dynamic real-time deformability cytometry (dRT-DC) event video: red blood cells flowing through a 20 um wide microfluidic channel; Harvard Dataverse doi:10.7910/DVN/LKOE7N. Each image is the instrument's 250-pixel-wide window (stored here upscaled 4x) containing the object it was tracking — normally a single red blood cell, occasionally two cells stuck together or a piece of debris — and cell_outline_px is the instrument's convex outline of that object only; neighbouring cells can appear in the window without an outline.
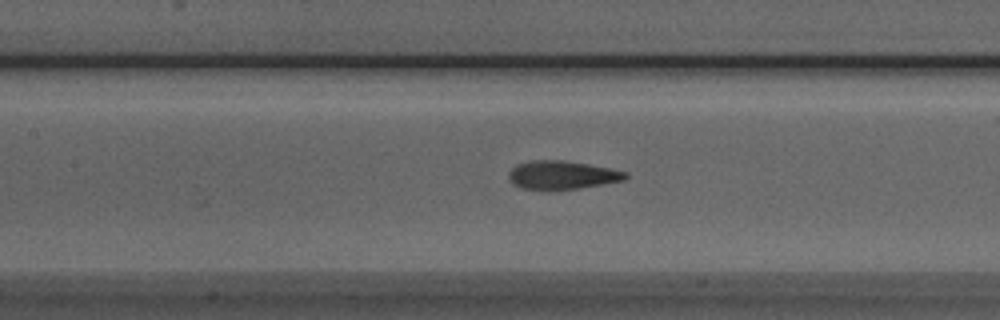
{"species": "Egyptian fruit bat (a non-hibernating species)", "species_latin": "Rousettus aegyptiacus", "temperature_condition": "room temperature", "stored_images_in_passage": 45, "camera_frame_rate_fps": 3000, "um_per_image_px": 0.085, "animal": {"sex": "male"}, "frame": {"image": 1, "passage_image": 22, "time_ms": 7.0, "image_size_px": [1000, 320], "cell_outline_px": [[628, 176], [624, 180], [580, 188], [520, 188], [512, 184], [508, 180], [508, 172], [516, 164], [532, 160], [560, 160], [588, 164], [628, 172]], "centroid_in_image_um": [47.74, 14.85], "position_along_channel_um": 159.7, "area_um2": 19.02}}
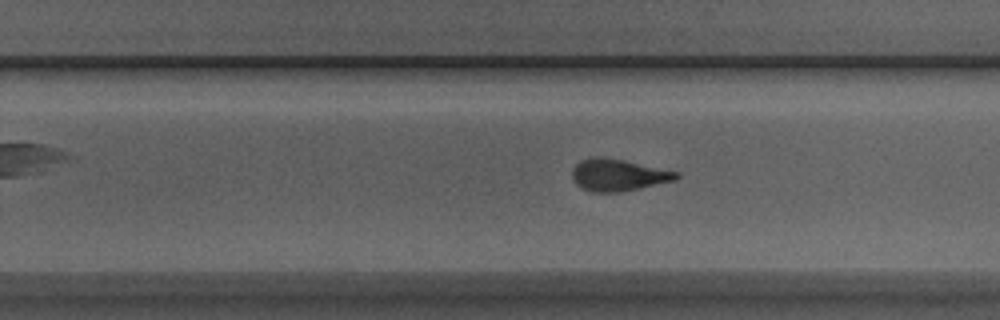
{"frame": {"image": 2, "passage_image": 31, "time_ms": 10.0, "image_size_px": [1000, 320], "cell_outline_px": [[680, 176], [676, 180], [620, 192], [592, 192], [580, 188], [572, 180], [572, 168], [580, 160], [592, 156], [604, 156], [624, 160], [680, 172]], "centroid_in_image_um": [52.51, 14.86], "position_along_channel_um": 277.3, "area_um2": 19.65}}
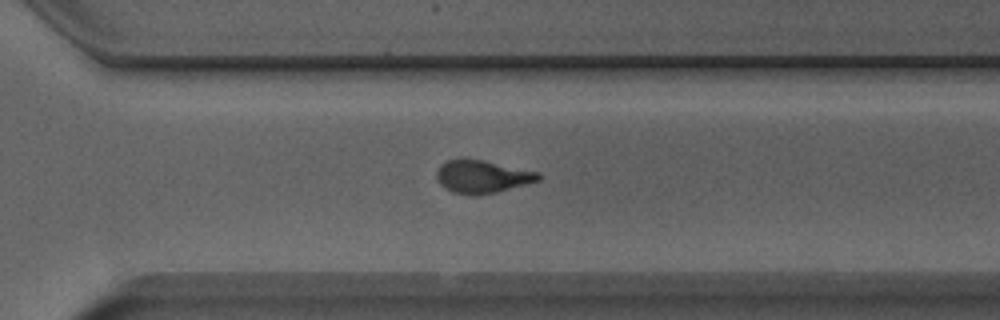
{"frame": {"image": 3, "passage_image": 35, "time_ms": 11.333, "image_size_px": [1000, 320], "cell_outline_px": [[540, 180], [496, 192], [476, 196], [452, 192], [444, 188], [440, 184], [436, 176], [436, 172], [440, 164], [448, 160], [484, 160], [540, 172]], "centroid_in_image_um": [40.98, 15.02], "position_along_channel_um": 329.6, "area_um2": 19.36}, "authors_computed_cell_mechanics": {"area_um2": 19.3052, "velocity_mm_per_s": 3.9307, "shape_relaxation_time_tau1_ms": 4.9065, "shape_relaxation_time_tau2_ms": 1.4915, "deformation_change_tau1": 0.1916, "deformation_change_tau2": 0.0952}}